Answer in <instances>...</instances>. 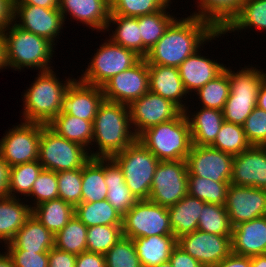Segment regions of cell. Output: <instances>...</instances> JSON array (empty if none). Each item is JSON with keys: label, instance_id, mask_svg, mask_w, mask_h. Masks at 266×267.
<instances>
[{"label": "cell", "instance_id": "1", "mask_svg": "<svg viewBox=\"0 0 266 267\" xmlns=\"http://www.w3.org/2000/svg\"><path fill=\"white\" fill-rule=\"evenodd\" d=\"M175 19L164 35L149 49L144 57L148 64L179 67L190 55L194 54L206 42L217 40L223 31H217L209 22L196 16ZM205 43V44H204ZM201 46V47H200Z\"/></svg>", "mask_w": 266, "mask_h": 267}, {"label": "cell", "instance_id": "2", "mask_svg": "<svg viewBox=\"0 0 266 267\" xmlns=\"http://www.w3.org/2000/svg\"><path fill=\"white\" fill-rule=\"evenodd\" d=\"M136 140L128 106L104 99L93 120L90 157H112Z\"/></svg>", "mask_w": 266, "mask_h": 267}, {"label": "cell", "instance_id": "3", "mask_svg": "<svg viewBox=\"0 0 266 267\" xmlns=\"http://www.w3.org/2000/svg\"><path fill=\"white\" fill-rule=\"evenodd\" d=\"M38 73V77L23 93L21 120L48 125L59 114L62 98L75 78L60 81L53 69Z\"/></svg>", "mask_w": 266, "mask_h": 267}, {"label": "cell", "instance_id": "4", "mask_svg": "<svg viewBox=\"0 0 266 267\" xmlns=\"http://www.w3.org/2000/svg\"><path fill=\"white\" fill-rule=\"evenodd\" d=\"M8 69L21 71L24 68L39 72L52 70L55 46L46 38L25 31L15 24L4 33ZM51 59V60H50Z\"/></svg>", "mask_w": 266, "mask_h": 267}, {"label": "cell", "instance_id": "5", "mask_svg": "<svg viewBox=\"0 0 266 267\" xmlns=\"http://www.w3.org/2000/svg\"><path fill=\"white\" fill-rule=\"evenodd\" d=\"M137 139L159 161L186 160L192 147L191 131L185 113L143 131Z\"/></svg>", "mask_w": 266, "mask_h": 267}, {"label": "cell", "instance_id": "6", "mask_svg": "<svg viewBox=\"0 0 266 267\" xmlns=\"http://www.w3.org/2000/svg\"><path fill=\"white\" fill-rule=\"evenodd\" d=\"M224 70L230 82V93L222 110L224 121L242 126L256 107L259 88L266 79V73L250 65L236 72L230 67Z\"/></svg>", "mask_w": 266, "mask_h": 267}, {"label": "cell", "instance_id": "7", "mask_svg": "<svg viewBox=\"0 0 266 267\" xmlns=\"http://www.w3.org/2000/svg\"><path fill=\"white\" fill-rule=\"evenodd\" d=\"M112 158L121 167L126 186L137 200H147L158 158L138 139Z\"/></svg>", "mask_w": 266, "mask_h": 267}, {"label": "cell", "instance_id": "8", "mask_svg": "<svg viewBox=\"0 0 266 267\" xmlns=\"http://www.w3.org/2000/svg\"><path fill=\"white\" fill-rule=\"evenodd\" d=\"M91 159L89 151L42 124L38 161L43 169L54 172L82 168Z\"/></svg>", "mask_w": 266, "mask_h": 267}, {"label": "cell", "instance_id": "9", "mask_svg": "<svg viewBox=\"0 0 266 267\" xmlns=\"http://www.w3.org/2000/svg\"><path fill=\"white\" fill-rule=\"evenodd\" d=\"M107 39L99 45L85 71L82 70L79 76L82 82L101 87L111 77L132 67L142 58L135 51Z\"/></svg>", "mask_w": 266, "mask_h": 267}, {"label": "cell", "instance_id": "10", "mask_svg": "<svg viewBox=\"0 0 266 267\" xmlns=\"http://www.w3.org/2000/svg\"><path fill=\"white\" fill-rule=\"evenodd\" d=\"M122 235L136 239L152 235H173L168 208L147 200H137L122 217Z\"/></svg>", "mask_w": 266, "mask_h": 267}, {"label": "cell", "instance_id": "11", "mask_svg": "<svg viewBox=\"0 0 266 267\" xmlns=\"http://www.w3.org/2000/svg\"><path fill=\"white\" fill-rule=\"evenodd\" d=\"M187 194L186 160L160 161L153 176L149 200L169 208Z\"/></svg>", "mask_w": 266, "mask_h": 267}, {"label": "cell", "instance_id": "12", "mask_svg": "<svg viewBox=\"0 0 266 267\" xmlns=\"http://www.w3.org/2000/svg\"><path fill=\"white\" fill-rule=\"evenodd\" d=\"M12 126L0 139L3 160L10 167L38 160L42 124L21 122Z\"/></svg>", "mask_w": 266, "mask_h": 267}, {"label": "cell", "instance_id": "13", "mask_svg": "<svg viewBox=\"0 0 266 267\" xmlns=\"http://www.w3.org/2000/svg\"><path fill=\"white\" fill-rule=\"evenodd\" d=\"M148 63L141 58L135 65L111 77L101 88L104 99L129 106L149 91Z\"/></svg>", "mask_w": 266, "mask_h": 267}, {"label": "cell", "instance_id": "14", "mask_svg": "<svg viewBox=\"0 0 266 267\" xmlns=\"http://www.w3.org/2000/svg\"><path fill=\"white\" fill-rule=\"evenodd\" d=\"M128 108L137 137L148 128L175 119L182 112L172 101L151 91L136 99Z\"/></svg>", "mask_w": 266, "mask_h": 267}, {"label": "cell", "instance_id": "15", "mask_svg": "<svg viewBox=\"0 0 266 267\" xmlns=\"http://www.w3.org/2000/svg\"><path fill=\"white\" fill-rule=\"evenodd\" d=\"M177 245L204 267H212L232 253L231 236L196 230L177 238Z\"/></svg>", "mask_w": 266, "mask_h": 267}, {"label": "cell", "instance_id": "16", "mask_svg": "<svg viewBox=\"0 0 266 267\" xmlns=\"http://www.w3.org/2000/svg\"><path fill=\"white\" fill-rule=\"evenodd\" d=\"M14 24L25 31L46 38L56 46L55 40L59 37V33H62L64 21L59 8L15 4Z\"/></svg>", "mask_w": 266, "mask_h": 267}, {"label": "cell", "instance_id": "17", "mask_svg": "<svg viewBox=\"0 0 266 267\" xmlns=\"http://www.w3.org/2000/svg\"><path fill=\"white\" fill-rule=\"evenodd\" d=\"M188 174L216 182H229L232 174L233 155L211 146L192 145L186 158Z\"/></svg>", "mask_w": 266, "mask_h": 267}, {"label": "cell", "instance_id": "18", "mask_svg": "<svg viewBox=\"0 0 266 267\" xmlns=\"http://www.w3.org/2000/svg\"><path fill=\"white\" fill-rule=\"evenodd\" d=\"M224 206L232 227L266 216V189L230 183Z\"/></svg>", "mask_w": 266, "mask_h": 267}, {"label": "cell", "instance_id": "19", "mask_svg": "<svg viewBox=\"0 0 266 267\" xmlns=\"http://www.w3.org/2000/svg\"><path fill=\"white\" fill-rule=\"evenodd\" d=\"M104 100L102 88L74 79L62 98L59 114L93 121Z\"/></svg>", "mask_w": 266, "mask_h": 267}, {"label": "cell", "instance_id": "20", "mask_svg": "<svg viewBox=\"0 0 266 267\" xmlns=\"http://www.w3.org/2000/svg\"><path fill=\"white\" fill-rule=\"evenodd\" d=\"M230 183L266 189V146L251 145L233 156Z\"/></svg>", "mask_w": 266, "mask_h": 267}, {"label": "cell", "instance_id": "21", "mask_svg": "<svg viewBox=\"0 0 266 267\" xmlns=\"http://www.w3.org/2000/svg\"><path fill=\"white\" fill-rule=\"evenodd\" d=\"M59 10L64 24L69 14L77 24L82 23L97 32H105L111 14L110 0H59Z\"/></svg>", "mask_w": 266, "mask_h": 267}, {"label": "cell", "instance_id": "22", "mask_svg": "<svg viewBox=\"0 0 266 267\" xmlns=\"http://www.w3.org/2000/svg\"><path fill=\"white\" fill-rule=\"evenodd\" d=\"M201 51L197 50L178 67L180 78L190 98H193L192 93L195 94L209 81L215 79L226 67L223 63L217 62V59L213 61L208 56L201 55Z\"/></svg>", "mask_w": 266, "mask_h": 267}, {"label": "cell", "instance_id": "23", "mask_svg": "<svg viewBox=\"0 0 266 267\" xmlns=\"http://www.w3.org/2000/svg\"><path fill=\"white\" fill-rule=\"evenodd\" d=\"M232 252L246 257L266 254V216L232 228Z\"/></svg>", "mask_w": 266, "mask_h": 267}, {"label": "cell", "instance_id": "24", "mask_svg": "<svg viewBox=\"0 0 266 267\" xmlns=\"http://www.w3.org/2000/svg\"><path fill=\"white\" fill-rule=\"evenodd\" d=\"M149 91L172 101L183 112L188 108L186 105L187 92L180 78L177 67L148 64ZM183 99V100H182ZM184 103V104H183Z\"/></svg>", "mask_w": 266, "mask_h": 267}, {"label": "cell", "instance_id": "25", "mask_svg": "<svg viewBox=\"0 0 266 267\" xmlns=\"http://www.w3.org/2000/svg\"><path fill=\"white\" fill-rule=\"evenodd\" d=\"M54 237L53 233L31 215L4 249L49 253L54 248Z\"/></svg>", "mask_w": 266, "mask_h": 267}, {"label": "cell", "instance_id": "26", "mask_svg": "<svg viewBox=\"0 0 266 267\" xmlns=\"http://www.w3.org/2000/svg\"><path fill=\"white\" fill-rule=\"evenodd\" d=\"M188 109L184 113L189 123L192 145L211 146L224 122L222 110L201 107L197 112H192Z\"/></svg>", "mask_w": 266, "mask_h": 267}, {"label": "cell", "instance_id": "27", "mask_svg": "<svg viewBox=\"0 0 266 267\" xmlns=\"http://www.w3.org/2000/svg\"><path fill=\"white\" fill-rule=\"evenodd\" d=\"M104 179L108 190L106 200L123 216L137 199L126 186L122 169L112 157H104Z\"/></svg>", "mask_w": 266, "mask_h": 267}, {"label": "cell", "instance_id": "28", "mask_svg": "<svg viewBox=\"0 0 266 267\" xmlns=\"http://www.w3.org/2000/svg\"><path fill=\"white\" fill-rule=\"evenodd\" d=\"M25 201L10 196L0 198V243L4 246L13 240L32 215V205Z\"/></svg>", "mask_w": 266, "mask_h": 267}, {"label": "cell", "instance_id": "29", "mask_svg": "<svg viewBox=\"0 0 266 267\" xmlns=\"http://www.w3.org/2000/svg\"><path fill=\"white\" fill-rule=\"evenodd\" d=\"M141 267H156L169 261L173 248L177 245L174 235H152L132 239Z\"/></svg>", "mask_w": 266, "mask_h": 267}, {"label": "cell", "instance_id": "30", "mask_svg": "<svg viewBox=\"0 0 266 267\" xmlns=\"http://www.w3.org/2000/svg\"><path fill=\"white\" fill-rule=\"evenodd\" d=\"M204 204V201L187 194L168 208L170 225L176 238L198 229L199 215Z\"/></svg>", "mask_w": 266, "mask_h": 267}, {"label": "cell", "instance_id": "31", "mask_svg": "<svg viewBox=\"0 0 266 267\" xmlns=\"http://www.w3.org/2000/svg\"><path fill=\"white\" fill-rule=\"evenodd\" d=\"M196 3L197 10L190 15L209 22L217 31L230 24L243 4L242 0H197Z\"/></svg>", "mask_w": 266, "mask_h": 267}, {"label": "cell", "instance_id": "32", "mask_svg": "<svg viewBox=\"0 0 266 267\" xmlns=\"http://www.w3.org/2000/svg\"><path fill=\"white\" fill-rule=\"evenodd\" d=\"M47 126L57 135L85 147L90 154L93 121H87L68 114H58Z\"/></svg>", "mask_w": 266, "mask_h": 267}, {"label": "cell", "instance_id": "33", "mask_svg": "<svg viewBox=\"0 0 266 267\" xmlns=\"http://www.w3.org/2000/svg\"><path fill=\"white\" fill-rule=\"evenodd\" d=\"M112 25H114L113 27L116 26V28H114L115 31L112 30V34H109V40L117 45L135 51L143 58V41L140 35L138 17L110 15L105 28L106 32L109 31L108 29L110 27L112 28Z\"/></svg>", "mask_w": 266, "mask_h": 267}, {"label": "cell", "instance_id": "34", "mask_svg": "<svg viewBox=\"0 0 266 267\" xmlns=\"http://www.w3.org/2000/svg\"><path fill=\"white\" fill-rule=\"evenodd\" d=\"M74 211V206L58 198L33 207L32 215L56 235L74 216Z\"/></svg>", "mask_w": 266, "mask_h": 267}, {"label": "cell", "instance_id": "35", "mask_svg": "<svg viewBox=\"0 0 266 267\" xmlns=\"http://www.w3.org/2000/svg\"><path fill=\"white\" fill-rule=\"evenodd\" d=\"M171 4L172 1L158 12L138 17L140 35L143 41V58L147 55L149 49L164 35L169 25L176 19L175 15L170 14L168 11L170 10Z\"/></svg>", "mask_w": 266, "mask_h": 267}, {"label": "cell", "instance_id": "36", "mask_svg": "<svg viewBox=\"0 0 266 267\" xmlns=\"http://www.w3.org/2000/svg\"><path fill=\"white\" fill-rule=\"evenodd\" d=\"M81 202L103 201L107 196L104 179V157L91 158L82 167Z\"/></svg>", "mask_w": 266, "mask_h": 267}, {"label": "cell", "instance_id": "37", "mask_svg": "<svg viewBox=\"0 0 266 267\" xmlns=\"http://www.w3.org/2000/svg\"><path fill=\"white\" fill-rule=\"evenodd\" d=\"M74 215L87 227L95 225H122V215L105 199L81 202L75 206Z\"/></svg>", "mask_w": 266, "mask_h": 267}, {"label": "cell", "instance_id": "38", "mask_svg": "<svg viewBox=\"0 0 266 267\" xmlns=\"http://www.w3.org/2000/svg\"><path fill=\"white\" fill-rule=\"evenodd\" d=\"M250 28L266 31V0H249L243 2L238 15L230 22V24L223 30L228 35L237 31H243Z\"/></svg>", "mask_w": 266, "mask_h": 267}, {"label": "cell", "instance_id": "39", "mask_svg": "<svg viewBox=\"0 0 266 267\" xmlns=\"http://www.w3.org/2000/svg\"><path fill=\"white\" fill-rule=\"evenodd\" d=\"M88 227L75 215L54 237V247L64 252L79 255L87 251Z\"/></svg>", "mask_w": 266, "mask_h": 267}, {"label": "cell", "instance_id": "40", "mask_svg": "<svg viewBox=\"0 0 266 267\" xmlns=\"http://www.w3.org/2000/svg\"><path fill=\"white\" fill-rule=\"evenodd\" d=\"M229 182H216L188 174V194L205 203L225 205Z\"/></svg>", "mask_w": 266, "mask_h": 267}, {"label": "cell", "instance_id": "41", "mask_svg": "<svg viewBox=\"0 0 266 267\" xmlns=\"http://www.w3.org/2000/svg\"><path fill=\"white\" fill-rule=\"evenodd\" d=\"M42 169L43 167L38 160L11 166L9 196L19 198V195H21V197L23 195L26 199V197L30 195L34 181L37 179Z\"/></svg>", "mask_w": 266, "mask_h": 267}, {"label": "cell", "instance_id": "42", "mask_svg": "<svg viewBox=\"0 0 266 267\" xmlns=\"http://www.w3.org/2000/svg\"><path fill=\"white\" fill-rule=\"evenodd\" d=\"M232 226L224 205L205 203L199 215L198 230L220 236H232Z\"/></svg>", "mask_w": 266, "mask_h": 267}, {"label": "cell", "instance_id": "43", "mask_svg": "<svg viewBox=\"0 0 266 267\" xmlns=\"http://www.w3.org/2000/svg\"><path fill=\"white\" fill-rule=\"evenodd\" d=\"M230 93V82L228 73L224 70L215 79L209 81L200 88L195 95L200 103L199 108L223 110Z\"/></svg>", "mask_w": 266, "mask_h": 267}, {"label": "cell", "instance_id": "44", "mask_svg": "<svg viewBox=\"0 0 266 267\" xmlns=\"http://www.w3.org/2000/svg\"><path fill=\"white\" fill-rule=\"evenodd\" d=\"M251 144L248 142L241 125L224 121L212 148L229 154L238 155L247 150Z\"/></svg>", "mask_w": 266, "mask_h": 267}, {"label": "cell", "instance_id": "45", "mask_svg": "<svg viewBox=\"0 0 266 267\" xmlns=\"http://www.w3.org/2000/svg\"><path fill=\"white\" fill-rule=\"evenodd\" d=\"M122 236V225H95L88 227L87 252L104 255Z\"/></svg>", "mask_w": 266, "mask_h": 267}, {"label": "cell", "instance_id": "46", "mask_svg": "<svg viewBox=\"0 0 266 267\" xmlns=\"http://www.w3.org/2000/svg\"><path fill=\"white\" fill-rule=\"evenodd\" d=\"M171 0H110V15L139 17L162 10Z\"/></svg>", "mask_w": 266, "mask_h": 267}, {"label": "cell", "instance_id": "47", "mask_svg": "<svg viewBox=\"0 0 266 267\" xmlns=\"http://www.w3.org/2000/svg\"><path fill=\"white\" fill-rule=\"evenodd\" d=\"M104 256L106 267H141L133 240L124 236Z\"/></svg>", "mask_w": 266, "mask_h": 267}, {"label": "cell", "instance_id": "48", "mask_svg": "<svg viewBox=\"0 0 266 267\" xmlns=\"http://www.w3.org/2000/svg\"><path fill=\"white\" fill-rule=\"evenodd\" d=\"M59 199L77 206L82 196V168L57 172Z\"/></svg>", "mask_w": 266, "mask_h": 267}, {"label": "cell", "instance_id": "49", "mask_svg": "<svg viewBox=\"0 0 266 267\" xmlns=\"http://www.w3.org/2000/svg\"><path fill=\"white\" fill-rule=\"evenodd\" d=\"M30 197L33 199L31 208L39 205L42 202L55 200L59 198L58 194V184H57V172L52 170L42 169V171L37 176V179L34 181Z\"/></svg>", "mask_w": 266, "mask_h": 267}, {"label": "cell", "instance_id": "50", "mask_svg": "<svg viewBox=\"0 0 266 267\" xmlns=\"http://www.w3.org/2000/svg\"><path fill=\"white\" fill-rule=\"evenodd\" d=\"M242 127L251 145L266 146V111L256 106Z\"/></svg>", "mask_w": 266, "mask_h": 267}, {"label": "cell", "instance_id": "51", "mask_svg": "<svg viewBox=\"0 0 266 267\" xmlns=\"http://www.w3.org/2000/svg\"><path fill=\"white\" fill-rule=\"evenodd\" d=\"M15 267H48V253L27 250H6Z\"/></svg>", "mask_w": 266, "mask_h": 267}, {"label": "cell", "instance_id": "52", "mask_svg": "<svg viewBox=\"0 0 266 267\" xmlns=\"http://www.w3.org/2000/svg\"><path fill=\"white\" fill-rule=\"evenodd\" d=\"M76 257L54 247L48 253V267H75Z\"/></svg>", "mask_w": 266, "mask_h": 267}, {"label": "cell", "instance_id": "53", "mask_svg": "<svg viewBox=\"0 0 266 267\" xmlns=\"http://www.w3.org/2000/svg\"><path fill=\"white\" fill-rule=\"evenodd\" d=\"M169 260L173 267H204L178 245L173 248Z\"/></svg>", "mask_w": 266, "mask_h": 267}, {"label": "cell", "instance_id": "54", "mask_svg": "<svg viewBox=\"0 0 266 267\" xmlns=\"http://www.w3.org/2000/svg\"><path fill=\"white\" fill-rule=\"evenodd\" d=\"M15 0H0V33L14 24Z\"/></svg>", "mask_w": 266, "mask_h": 267}, {"label": "cell", "instance_id": "55", "mask_svg": "<svg viewBox=\"0 0 266 267\" xmlns=\"http://www.w3.org/2000/svg\"><path fill=\"white\" fill-rule=\"evenodd\" d=\"M75 267H106L105 256L99 253L82 252L76 257Z\"/></svg>", "mask_w": 266, "mask_h": 267}, {"label": "cell", "instance_id": "56", "mask_svg": "<svg viewBox=\"0 0 266 267\" xmlns=\"http://www.w3.org/2000/svg\"><path fill=\"white\" fill-rule=\"evenodd\" d=\"M212 267H251V257L231 253Z\"/></svg>", "mask_w": 266, "mask_h": 267}, {"label": "cell", "instance_id": "57", "mask_svg": "<svg viewBox=\"0 0 266 267\" xmlns=\"http://www.w3.org/2000/svg\"><path fill=\"white\" fill-rule=\"evenodd\" d=\"M10 168L0 155V198L9 196Z\"/></svg>", "mask_w": 266, "mask_h": 267}, {"label": "cell", "instance_id": "58", "mask_svg": "<svg viewBox=\"0 0 266 267\" xmlns=\"http://www.w3.org/2000/svg\"><path fill=\"white\" fill-rule=\"evenodd\" d=\"M15 4H29L44 8H59V0H15Z\"/></svg>", "mask_w": 266, "mask_h": 267}, {"label": "cell", "instance_id": "59", "mask_svg": "<svg viewBox=\"0 0 266 267\" xmlns=\"http://www.w3.org/2000/svg\"><path fill=\"white\" fill-rule=\"evenodd\" d=\"M8 68L6 57V41L3 33H0V71Z\"/></svg>", "mask_w": 266, "mask_h": 267}, {"label": "cell", "instance_id": "60", "mask_svg": "<svg viewBox=\"0 0 266 267\" xmlns=\"http://www.w3.org/2000/svg\"><path fill=\"white\" fill-rule=\"evenodd\" d=\"M256 106L266 111V79L263 81L259 88Z\"/></svg>", "mask_w": 266, "mask_h": 267}, {"label": "cell", "instance_id": "61", "mask_svg": "<svg viewBox=\"0 0 266 267\" xmlns=\"http://www.w3.org/2000/svg\"><path fill=\"white\" fill-rule=\"evenodd\" d=\"M251 267H266V254L252 256Z\"/></svg>", "mask_w": 266, "mask_h": 267}, {"label": "cell", "instance_id": "62", "mask_svg": "<svg viewBox=\"0 0 266 267\" xmlns=\"http://www.w3.org/2000/svg\"><path fill=\"white\" fill-rule=\"evenodd\" d=\"M0 267H15L13 260L7 251H4V253H1L0 251Z\"/></svg>", "mask_w": 266, "mask_h": 267}, {"label": "cell", "instance_id": "63", "mask_svg": "<svg viewBox=\"0 0 266 267\" xmlns=\"http://www.w3.org/2000/svg\"><path fill=\"white\" fill-rule=\"evenodd\" d=\"M156 267H173V265H172V263L169 260V261H166V262H163V263L159 264Z\"/></svg>", "mask_w": 266, "mask_h": 267}]
</instances>
